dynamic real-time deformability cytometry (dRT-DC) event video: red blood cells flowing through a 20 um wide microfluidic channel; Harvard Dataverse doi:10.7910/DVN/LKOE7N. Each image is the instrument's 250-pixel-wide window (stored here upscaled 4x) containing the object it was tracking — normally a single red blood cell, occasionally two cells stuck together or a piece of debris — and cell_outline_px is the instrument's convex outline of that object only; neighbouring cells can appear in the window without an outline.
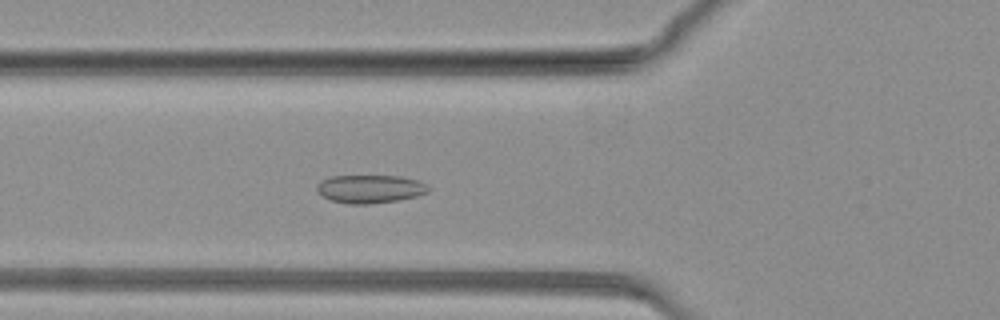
{"species": "common noctule bat (a hibernating species)", "species_latin": "Nyctalus noctula", "temperature_condition": "warm", "stored_images_in_passage": 56, "camera_frame_rate_fps": 3000, "um_per_image_px": 0.085, "animal": {"sex": "female", "body_mass_g": 19.3, "forearm_length_mm": 54.1}, "frame": {"image": 1, "passage_image": 4, "time_ms": 1.0, "image_size_px": [1000, 320], "cell_outline_px": [[428, 192], [416, 196], [400, 200], [368, 204], [348, 204], [332, 200], [316, 192], [316, 184], [320, 180], [332, 176], [400, 176], [420, 180], [428, 188]], "centroid_in_image_um": [31.42, 16.05], "position_along_channel_um": 94.4, "area_um2": 18.38}}
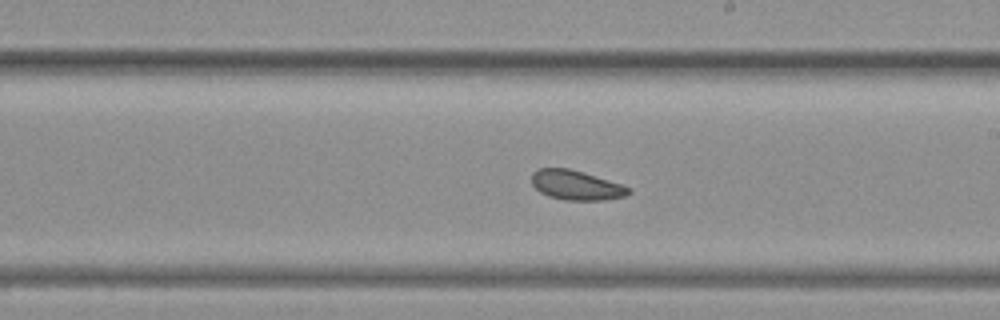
{"frame": {"image": 2, "passage_image": 21, "time_ms": 6.667, "image_size_px": [1000, 320], "cell_outline_px": [[632, 192], [624, 196], [604, 200], [564, 200], [548, 196], [540, 192], [532, 184], [532, 172], [536, 168], [568, 168], [584, 172], [632, 188]], "centroid_in_image_um": [48.96, 15.74], "position_along_channel_um": 240.0, "area_um2": 16.76}}
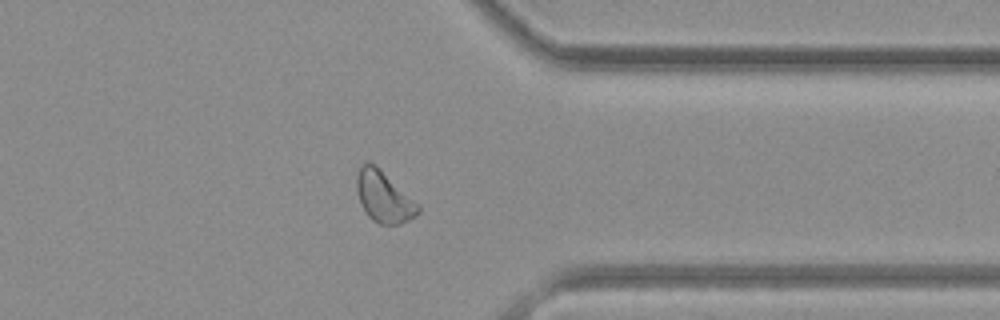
{"frame": {"image": 3, "passage_image": 38, "time_ms": 12.333, "image_size_px": [1000, 320], "cell_outline_px": [[420, 212], [408, 220], [400, 224], [380, 224], [372, 220], [368, 216], [360, 204], [356, 188], [356, 176], [360, 168], [364, 164], [372, 164], [420, 204]], "centroid_in_image_um": [32.63, 16.79], "position_along_channel_um": 378.8, "area_um2": 17.8}}